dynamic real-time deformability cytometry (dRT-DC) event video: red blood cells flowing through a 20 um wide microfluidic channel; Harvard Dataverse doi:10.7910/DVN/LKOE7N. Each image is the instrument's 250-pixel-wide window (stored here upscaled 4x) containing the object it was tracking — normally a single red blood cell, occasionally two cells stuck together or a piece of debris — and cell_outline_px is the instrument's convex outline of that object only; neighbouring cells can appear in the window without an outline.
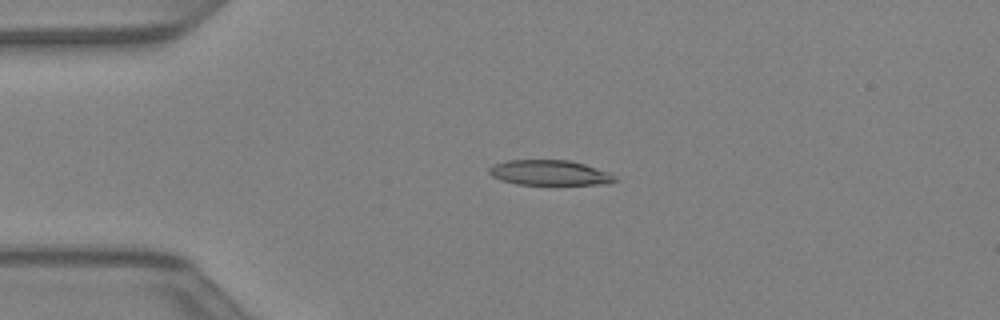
{"species": "Egyptian fruit bat (a non-hibernating species)", "species_latin": "Rousettus aegyptiacus", "temperature_condition": "warm", "stored_images_in_passage": 42, "camera_frame_rate_fps": 3000, "um_per_image_px": 0.085, "animal": {"sex": "female"}, "frame": {"image": 1, "passage_image": 9, "time_ms": 2.667, "image_size_px": [1000, 320], "cell_outline_px": [[616, 180], [596, 184], [516, 184], [500, 180], [492, 176], [488, 172], [488, 168], [492, 164], [508, 160], [568, 160], [584, 164], [608, 172], [616, 176]], "centroid_in_image_um": [46.62, 14.67], "position_along_channel_um": 38.4, "area_um2": 18.21}}
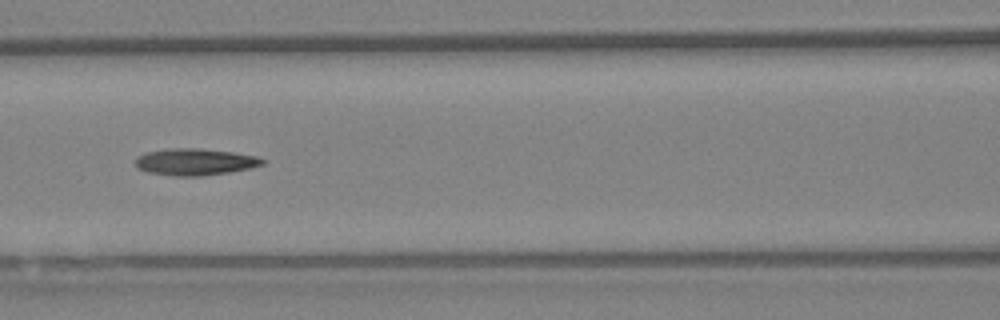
{"frame": {"image": 2, "passage_image": 18, "time_ms": 5.667, "image_size_px": [1000, 320], "cell_outline_px": [[264, 164], [248, 168], [228, 172], [200, 176], [176, 176], [148, 172], [136, 168], [136, 160], [140, 156], [148, 152], [172, 148], [200, 148], [232, 152], [256, 156], [264, 160]], "centroid_in_image_um": [16.57, 13.76], "position_along_channel_um": 150.0, "area_um2": 19.48}}
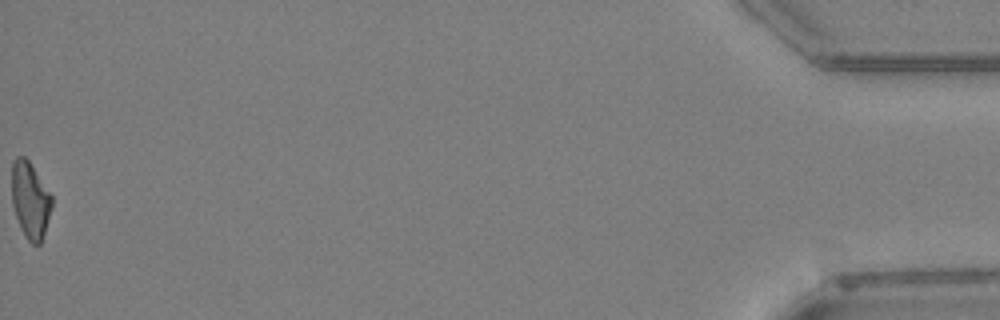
{"frame": {"image": 3, "passage_image": 42, "time_ms": 13.667, "image_size_px": [1000, 320], "cell_outline_px": [[52, 208], [40, 244], [32, 244], [28, 240], [20, 228], [12, 204], [12, 160], [16, 156], [24, 156], [28, 160], [52, 196]], "centroid_in_image_um": [2.55, 17.0], "position_along_channel_um": 432.6, "area_um2": 17.69}}